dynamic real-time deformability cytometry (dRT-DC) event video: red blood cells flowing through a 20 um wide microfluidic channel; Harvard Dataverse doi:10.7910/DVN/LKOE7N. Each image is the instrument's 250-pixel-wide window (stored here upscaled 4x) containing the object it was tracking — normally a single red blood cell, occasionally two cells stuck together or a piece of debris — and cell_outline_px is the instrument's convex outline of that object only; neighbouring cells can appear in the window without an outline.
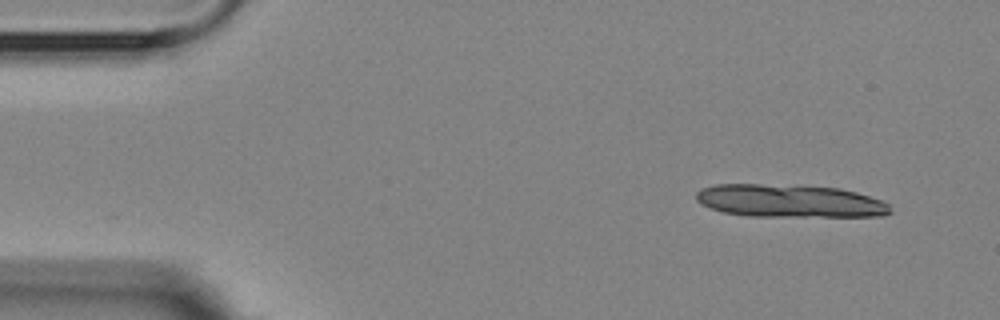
{"species": "Egyptian fruit bat (a non-hibernating species)", "species_latin": "Rousettus aegyptiacus", "temperature_condition": "room temperature", "stored_images_in_passage": 2, "camera_frame_rate_fps": 3000, "um_per_image_px": 0.085, "animal": {"sex": "female"}, "frame": {"image": 1, "passage_image": 2, "time_ms": 1.0, "image_size_px": [1000, 320], "cell_outline_px": [[892, 212], [884, 216], [748, 216], [724, 212], [700, 204], [696, 200], [696, 192], [700, 188], [716, 184], [760, 184], [840, 188], [856, 192], [880, 200], [888, 204]], "centroid_in_image_um": [67.09, 17.08], "position_along_channel_um": 17.9, "area_um2": 36.99}}